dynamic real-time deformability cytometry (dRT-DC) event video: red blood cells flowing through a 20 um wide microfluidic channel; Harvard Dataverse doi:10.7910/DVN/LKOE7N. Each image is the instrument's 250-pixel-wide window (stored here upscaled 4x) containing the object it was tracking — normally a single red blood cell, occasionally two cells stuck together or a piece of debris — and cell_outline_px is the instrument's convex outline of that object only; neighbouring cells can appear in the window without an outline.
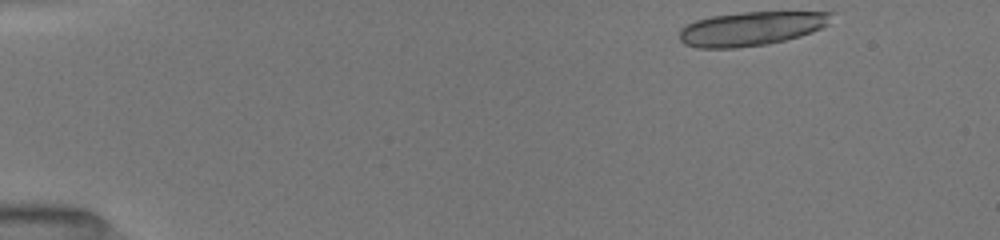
{"species": "common noctule bat (a hibernating species)", "species_latin": "Nyctalus noctula", "temperature_condition": "room temperature", "stored_images_in_passage": 16, "camera_frame_rate_fps": 3000, "um_per_image_px": 0.085, "animal": {"sex": "female", "body_mass_g": 19.5, "forearm_length_mm": 54.1}, "frame": {"image": 1, "passage_image": 1, "time_ms": 0.0, "image_size_px": [1000, 240], "cell_outline_px": [[836, 12], [828, 24], [812, 32], [800, 36], [768, 44], [736, 48], [696, 48], [684, 44], [680, 40], [680, 28], [696, 20], [712, 16], [744, 12]], "centroid_in_image_um": [63.85, 2.44], "position_along_channel_um": 21.2, "area_um2": 30.11}}